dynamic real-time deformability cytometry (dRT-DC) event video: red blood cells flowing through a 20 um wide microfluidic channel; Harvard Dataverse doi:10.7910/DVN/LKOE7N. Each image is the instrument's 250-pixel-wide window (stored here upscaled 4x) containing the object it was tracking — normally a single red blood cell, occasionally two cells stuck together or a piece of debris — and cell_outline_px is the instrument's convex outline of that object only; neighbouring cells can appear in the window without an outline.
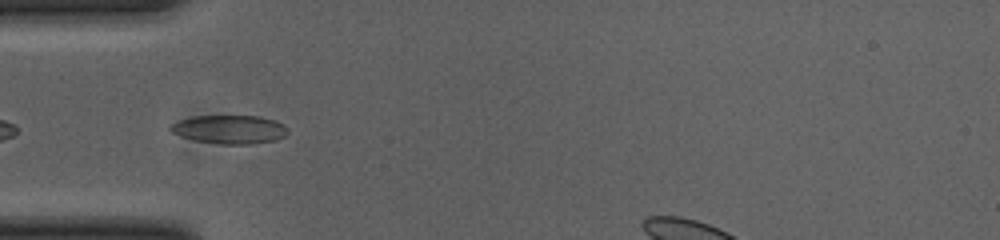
{"species": "common noctule bat (a hibernating species)", "species_latin": "Nyctalus noctula", "temperature_condition": "cold", "stored_images_in_passage": 37, "camera_frame_rate_fps": 3000, "um_per_image_px": 0.085, "animal": {"sex": "female", "body_mass_g": 23.0, "forearm_length_mm": 53.4}, "frame": {"image": 1, "passage_image": 5, "time_ms": 1.333, "image_size_px": [1000, 240], "cell_outline_px": [[288, 132], [284, 136], [276, 140], [252, 144], [220, 144], [196, 140], [180, 136], [172, 132], [168, 128], [176, 120], [192, 116], [260, 116], [276, 120], [284, 124], [288, 128]], "centroid_in_image_um": [19.53, 10.99], "position_along_channel_um": 65.5, "area_um2": 19.71}}
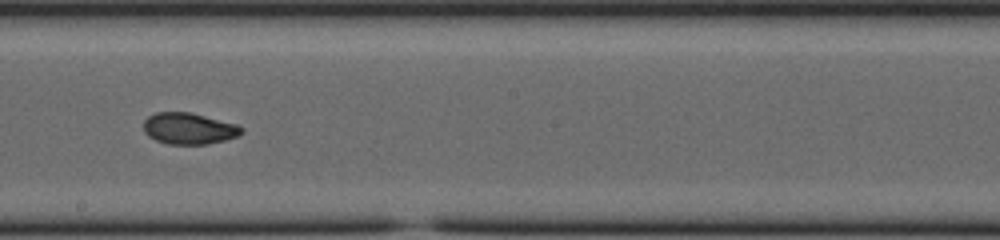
{"frame": {"image": 2, "passage_image": 18, "time_ms": 5.667, "image_size_px": [1000, 240], "cell_outline_px": [[244, 132], [236, 136], [224, 140], [208, 144], [168, 144], [156, 140], [148, 136], [144, 132], [144, 120], [148, 116], [156, 112], [188, 112], [236, 124], [244, 128]], "centroid_in_image_um": [16.04, 10.93], "position_along_channel_um": 232.2, "area_um2": 17.8}}
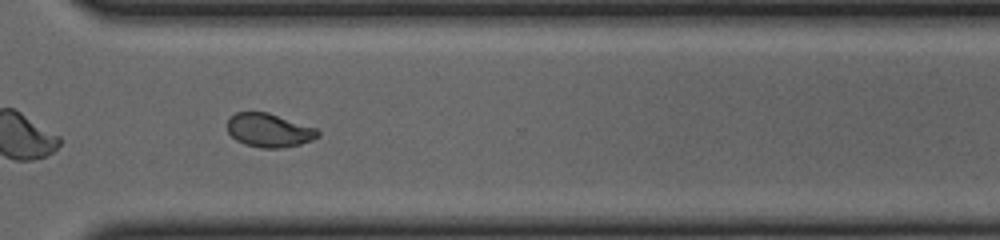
{"frame": {"image": 3, "passage_image": 27, "time_ms": 8.667, "image_size_px": [1000, 240], "cell_outline_px": [[320, 136], [312, 140], [300, 144], [280, 148], [260, 148], [244, 144], [236, 140], [228, 132], [228, 116], [236, 112], [268, 112], [316, 128], [320, 132]], "centroid_in_image_um": [22.86, 11.07], "position_along_channel_um": 347.7, "area_um2": 17.86}}